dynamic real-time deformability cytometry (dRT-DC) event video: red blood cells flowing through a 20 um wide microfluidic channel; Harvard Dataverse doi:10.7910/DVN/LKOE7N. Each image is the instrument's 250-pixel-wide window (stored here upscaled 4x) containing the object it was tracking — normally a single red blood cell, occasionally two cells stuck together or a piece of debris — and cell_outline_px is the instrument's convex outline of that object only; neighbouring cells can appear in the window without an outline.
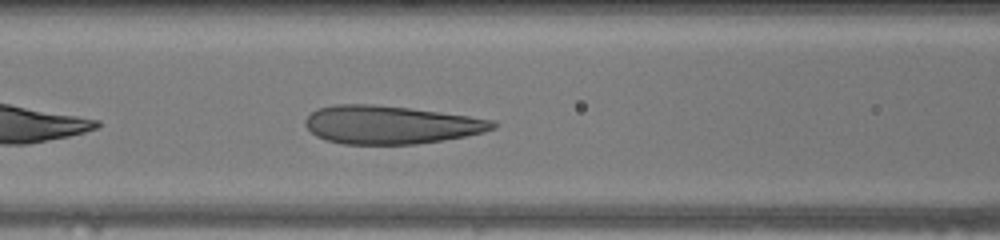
{"species": "human", "species_latin": "Homo sapiens", "temperature_condition": "warm", "stored_images_in_passage": 33, "camera_frame_rate_fps": 3000, "um_per_image_px": 0.085, "donor": {"sex": "female"}, "frame": {"image": 1, "passage_image": 6, "time_ms": 1.667, "image_size_px": [1000, 240], "cell_outline_px": [[500, 124], [496, 128], [484, 132], [464, 136], [416, 144], [344, 144], [328, 140], [316, 136], [304, 124], [304, 120], [316, 108], [336, 104], [372, 104], [408, 108], [468, 116], [496, 120]], "centroid_in_image_um": [33.21, 10.6], "position_along_channel_um": 133.4, "area_um2": 41.62}}
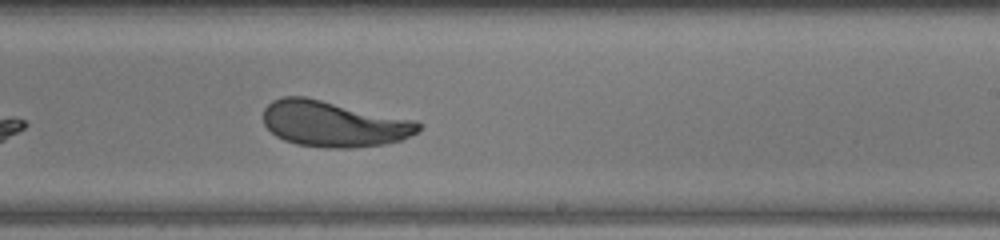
{"frame": {"image": 2, "passage_image": 15, "time_ms": 4.667, "image_size_px": [1000, 240], "cell_outline_px": [[420, 128], [416, 132], [400, 140], [384, 144], [352, 148], [324, 148], [296, 144], [284, 140], [276, 136], [264, 124], [264, 108], [272, 100], [284, 96], [304, 96], [416, 120], [420, 124]], "centroid_in_image_um": [28.34, 10.52], "position_along_channel_um": 260.7, "area_um2": 41.38}}
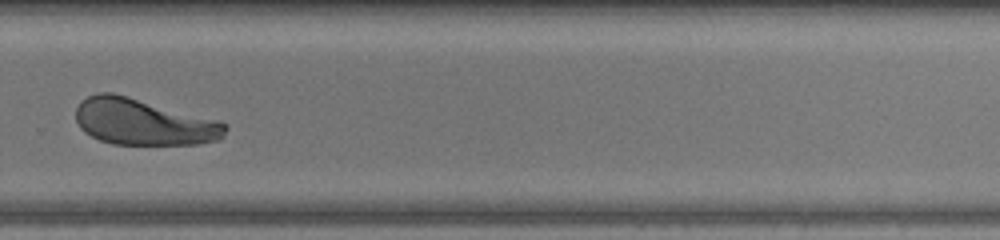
{"frame": {"image": 3, "passage_image": 19, "time_ms": 6.0, "image_size_px": [1000, 240], "cell_outline_px": [[228, 128], [224, 136], [220, 140], [196, 144], [112, 144], [100, 140], [84, 132], [80, 128], [76, 120], [76, 108], [80, 100], [88, 96], [100, 92], [112, 92], [128, 96], [220, 120], [228, 124]], "centroid_in_image_um": [12.22, 10.36], "position_along_channel_um": 317.6, "area_um2": 40.69}, "authors_computed_cell_mechanics": {"area_um2": 40.6334, "velocity_mm_per_s": 4.2663, "shape_relaxation_time_tau1_ms": 3.7617, "shape_relaxation_time_tau2_ms": 0.6483, "deformation_change_tau1": 0.1828, "deformation_change_tau2": 0.0795}}